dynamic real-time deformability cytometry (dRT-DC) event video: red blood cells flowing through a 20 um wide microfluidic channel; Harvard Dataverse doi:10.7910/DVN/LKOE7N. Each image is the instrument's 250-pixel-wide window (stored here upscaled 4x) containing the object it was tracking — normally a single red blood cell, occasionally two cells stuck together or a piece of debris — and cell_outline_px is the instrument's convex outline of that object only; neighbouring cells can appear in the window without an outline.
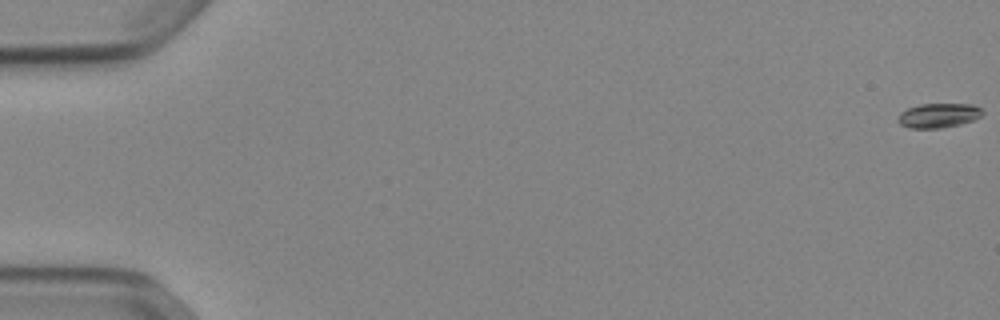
{"species": "Egyptian fruit bat (a non-hibernating species)", "species_latin": "Rousettus aegyptiacus", "temperature_condition": "cold", "stored_images_in_passage": 54, "camera_frame_rate_fps": 3000, "um_per_image_px": 0.085, "animal": {"sex": "female"}, "frame": {"image": 1, "passage_image": 1, "time_ms": 0.0, "image_size_px": [1000, 320], "cell_outline_px": [[984, 112], [980, 116], [972, 120], [960, 124], [940, 128], [908, 128], [900, 124], [896, 120], [900, 112], [908, 108], [920, 104], [972, 104], [980, 108]], "centroid_in_image_um": [79.73, 9.81], "position_along_channel_um": 5.3, "area_um2": 12.02}}
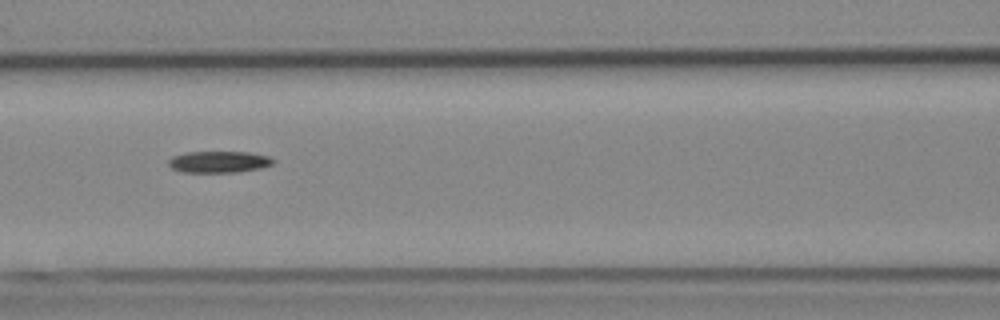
{"frame": {"image": 2, "passage_image": 25, "time_ms": 8.0, "image_size_px": [1000, 320], "cell_outline_px": [[276, 160], [272, 164], [260, 168], [236, 172], [180, 172], [172, 168], [168, 164], [168, 160], [172, 156], [188, 152], [248, 152], [268, 156]], "centroid_in_image_um": [18.59, 13.76], "position_along_channel_um": 148.0, "area_um2": 13.12}}
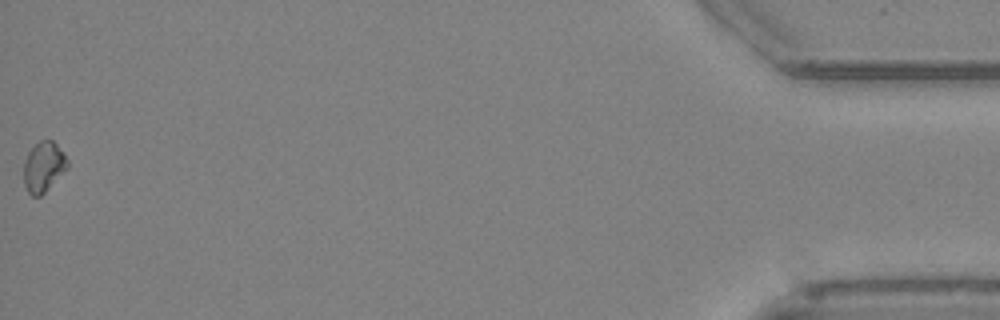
{"frame": {"image": 3, "passage_image": 54, "time_ms": 17.667, "image_size_px": [1000, 320], "cell_outline_px": [[68, 168], [40, 196], [32, 196], [28, 192], [24, 184], [24, 160], [28, 152], [40, 140], [52, 140], [64, 152], [68, 160]], "centroid_in_image_um": [3.71, 14.17], "position_along_channel_um": 431.5, "area_um2": 12.72}, "authors_computed_cell_mechanics": {"area_um2": 12.8027, "velocity_mm_per_s": 3.89, "shape_relaxation_time_tau1_ms": 8.6013, "shape_relaxation_time_tau2_ms": null, "deformation_change_tau1": 0.1552, "deformation_change_tau2": null}}